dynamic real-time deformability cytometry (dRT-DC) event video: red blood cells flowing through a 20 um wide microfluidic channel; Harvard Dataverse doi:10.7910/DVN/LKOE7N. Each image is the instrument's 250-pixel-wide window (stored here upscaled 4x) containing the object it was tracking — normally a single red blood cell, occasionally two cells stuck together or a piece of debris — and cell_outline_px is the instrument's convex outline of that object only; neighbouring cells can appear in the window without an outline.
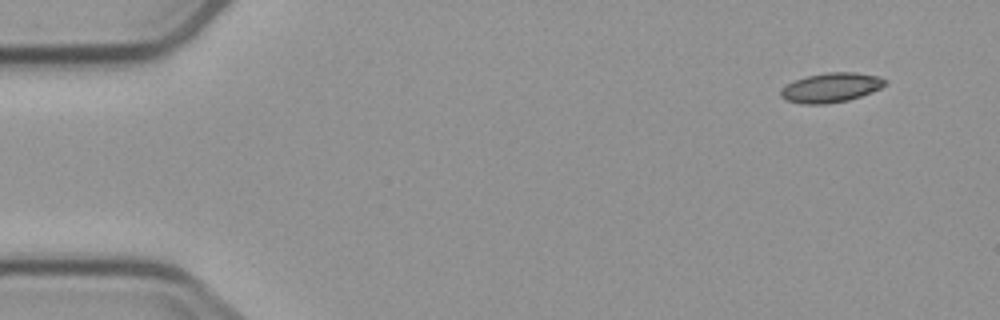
{"species": "common noctule bat (a hibernating species)", "species_latin": "Nyctalus noctula", "temperature_condition": "cold", "stored_images_in_passage": 3, "camera_frame_rate_fps": 3000, "um_per_image_px": 0.085, "animal": {"sex": "male", "body_mass_g": 23.1, "forearm_length_mm": 52.7}, "frame": {"image": 1, "passage_image": 1, "time_ms": 0.0, "image_size_px": [1000, 320], "cell_outline_px": [[888, 84], [880, 88], [860, 96], [848, 100], [824, 104], [804, 104], [784, 100], [780, 96], [780, 88], [796, 80], [808, 76], [828, 72], [852, 72], [876, 76], [888, 80]], "centroid_in_image_um": [70.62, 7.45], "position_along_channel_um": 14.4, "area_um2": 17.8}}